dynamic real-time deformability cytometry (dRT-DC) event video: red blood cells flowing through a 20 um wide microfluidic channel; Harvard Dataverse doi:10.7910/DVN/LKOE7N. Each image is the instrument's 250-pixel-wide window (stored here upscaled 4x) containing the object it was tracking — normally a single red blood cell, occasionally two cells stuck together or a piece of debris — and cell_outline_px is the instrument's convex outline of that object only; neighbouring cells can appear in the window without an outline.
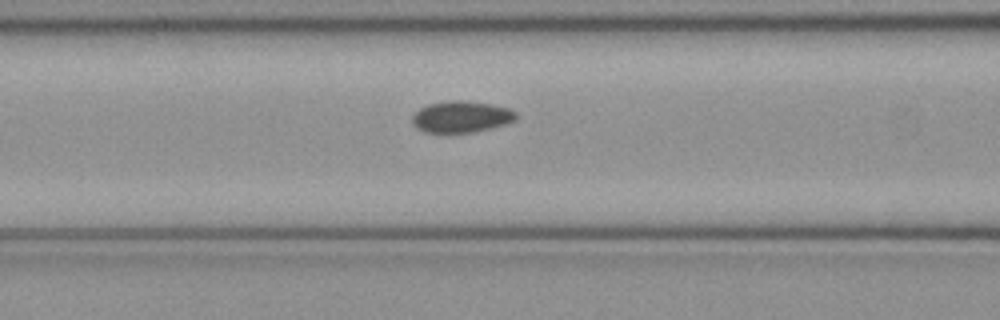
{"species": "common noctule bat (a hibernating species)", "species_latin": "Nyctalus noctula", "temperature_condition": "cold", "stored_images_in_passage": 42, "camera_frame_rate_fps": 3000, "um_per_image_px": 0.085, "animal": {"sex": "female", "body_mass_g": 21.9}, "frame": {"image": 1, "passage_image": 21, "time_ms": 6.667, "image_size_px": [1000, 320], "cell_outline_px": [[516, 120], [504, 124], [472, 132], [424, 132], [416, 128], [412, 124], [412, 116], [420, 108], [428, 104], [448, 100], [468, 100], [492, 104], [508, 108], [516, 112]], "centroid_in_image_um": [39.18, 9.91], "position_along_channel_um": 127.4, "area_um2": 19.02}}
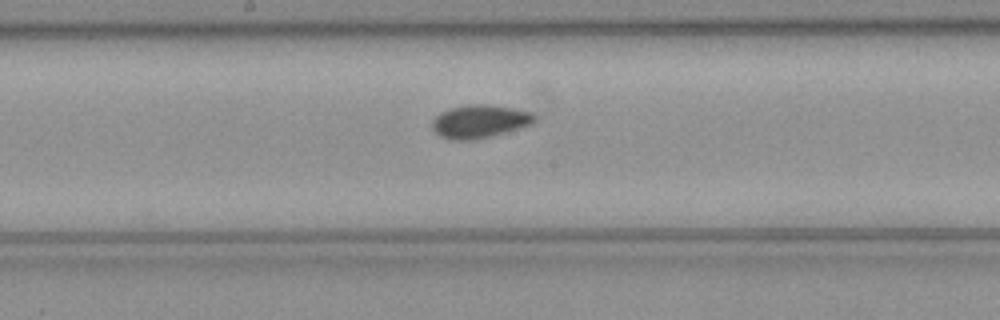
{"frame": {"image": 2, "passage_image": 27, "time_ms": 8.667, "image_size_px": [1000, 320], "cell_outline_px": [[536, 120], [532, 124], [520, 128], [472, 140], [448, 140], [440, 136], [432, 128], [432, 120], [440, 112], [448, 108], [468, 104], [488, 104], [512, 108], [528, 112], [536, 116]], "centroid_in_image_um": [40.73, 10.31], "position_along_channel_um": 207.5, "area_um2": 19.71}}
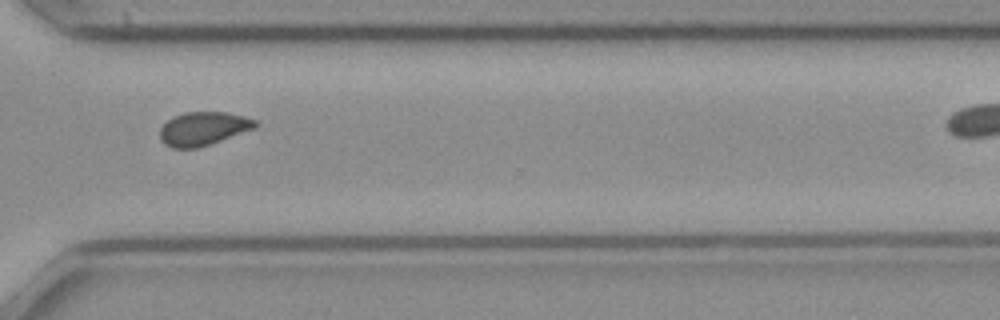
{"frame": {"image": 3, "passage_image": 38, "time_ms": 12.333, "image_size_px": [1000, 320], "cell_outline_px": [[260, 124], [256, 128], [196, 148], [172, 148], [164, 144], [160, 140], [160, 128], [172, 116], [184, 112], [224, 112], [244, 116], [256, 120]], "centroid_in_image_um": [17.27, 10.92], "position_along_channel_um": 353.3, "area_um2": 18.61}}